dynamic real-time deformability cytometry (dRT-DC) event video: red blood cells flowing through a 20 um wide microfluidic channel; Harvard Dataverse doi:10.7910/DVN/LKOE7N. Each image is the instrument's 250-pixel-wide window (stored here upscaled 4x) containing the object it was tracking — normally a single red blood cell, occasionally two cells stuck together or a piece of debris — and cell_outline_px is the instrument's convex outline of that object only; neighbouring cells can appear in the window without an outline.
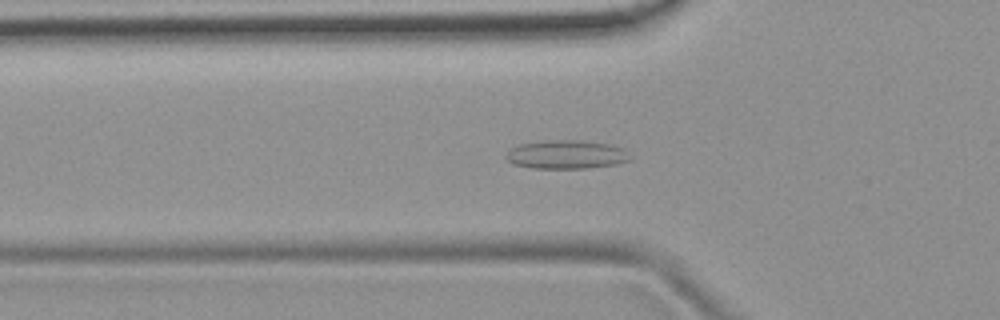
{"species": "common noctule bat (a hibernating species)", "species_latin": "Nyctalus noctula", "temperature_condition": "room temperature", "stored_images_in_passage": 51, "camera_frame_rate_fps": 3000, "um_per_image_px": 0.085, "animal": {"sex": "female", "body_mass_g": 19.9}, "frame": {"image": 1, "passage_image": 17, "time_ms": 5.333, "image_size_px": [1000, 320], "cell_outline_px": [[632, 160], [616, 164], [588, 168], [532, 168], [512, 164], [504, 156], [516, 144], [544, 140], [580, 140], [612, 144], [624, 148], [632, 156]], "centroid_in_image_um": [48.17, 13.12], "position_along_channel_um": 77.6, "area_um2": 21.1}}
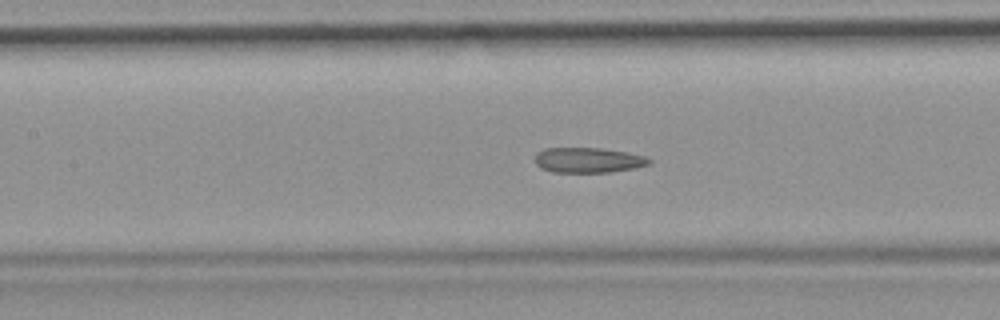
{"frame": {"image": 2, "passage_image": 23, "time_ms": 7.333, "image_size_px": [1000, 320], "cell_outline_px": [[652, 160], [648, 164], [636, 168], [612, 172], [552, 172], [540, 168], [536, 164], [536, 152], [544, 148], [600, 148], [628, 152], [644, 156]], "centroid_in_image_um": [49.99, 13.61], "position_along_channel_um": 157.4, "area_um2": 16.82}}
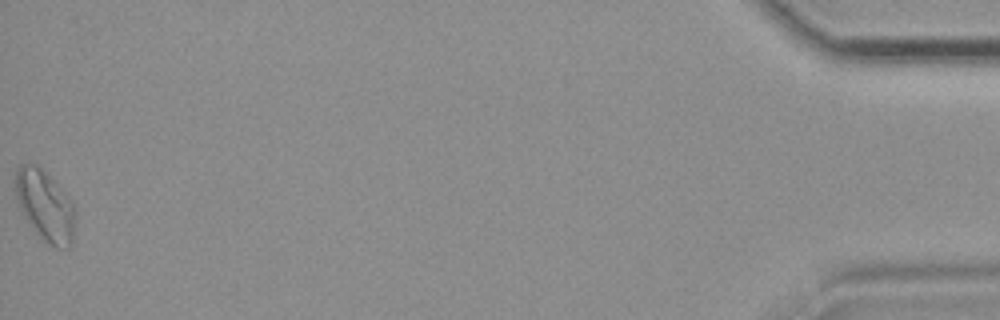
{"frame": {"image": 3, "passage_image": 51, "time_ms": 16.667, "image_size_px": [1000, 320], "cell_outline_px": [[76, 216], [72, 244], [68, 248], [56, 248], [44, 240], [36, 232], [24, 216], [20, 208], [16, 196], [16, 168], [20, 164], [36, 164], [68, 196], [76, 208]], "centroid_in_image_um": [3.86, 17.51], "position_along_channel_um": 431.3, "area_um2": 24.39}, "authors_computed_cell_mechanics": {"area_um2": 18.785, "velocity_mm_per_s": 3.9736, "shape_relaxation_time_tau1_ms": null, "shape_relaxation_time_tau2_ms": 2.646, "deformation_change_tau1": null, "deformation_change_tau2": 0.1032}}